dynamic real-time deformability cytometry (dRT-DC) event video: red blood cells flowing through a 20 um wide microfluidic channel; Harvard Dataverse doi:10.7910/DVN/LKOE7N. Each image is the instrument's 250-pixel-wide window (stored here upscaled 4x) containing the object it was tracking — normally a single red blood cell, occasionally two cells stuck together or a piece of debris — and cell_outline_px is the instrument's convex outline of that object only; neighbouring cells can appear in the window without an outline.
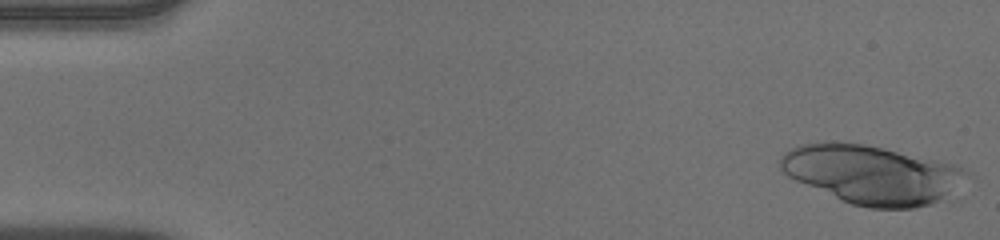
{"species": "human", "species_latin": "Homo sapiens", "temperature_condition": "warm", "stored_images_in_passage": 50, "camera_frame_rate_fps": 3000, "um_per_image_px": 0.085, "donor": {"sex": "male"}, "frame": {"image": 1, "passage_image": 1, "time_ms": 0.0, "image_size_px": [1000, 240], "cell_outline_px": [[976, 180], [948, 196], [932, 204], [916, 208], [868, 208], [852, 204], [796, 180], [788, 176], [780, 168], [780, 160], [784, 152], [800, 144], [824, 140], [864, 144], [952, 164], [976, 176]], "centroid_in_image_um": [74.21, 14.84], "position_along_channel_um": 10.8, "area_um2": 64.16}}
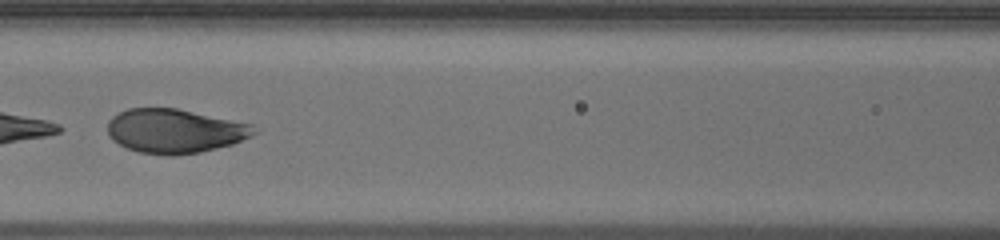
{"frame": {"image": 2, "passage_image": 23, "time_ms": 7.333, "image_size_px": [1000, 240], "cell_outline_px": [[260, 132], [252, 136], [232, 144], [200, 152], [172, 156], [168, 156], [140, 152], [128, 148], [112, 140], [108, 136], [108, 120], [112, 116], [128, 108], [176, 108], [252, 124]], "centroid_in_image_um": [14.86, 11.13], "position_along_channel_um": 151.7, "area_um2": 37.74}}
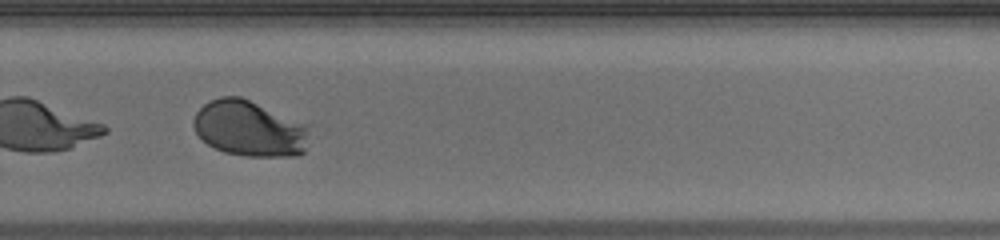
{"frame": {"image": 3, "passage_image": 35, "time_ms": 11.333, "image_size_px": [1000, 240], "cell_outline_px": [[308, 128], [304, 152], [300, 156], [244, 156], [224, 152], [208, 144], [196, 132], [192, 124], [192, 120], [196, 112], [208, 100], [220, 96], [240, 96], [308, 124]], "centroid_in_image_um": [21.18, 10.92], "position_along_channel_um": 308.6, "area_um2": 37.69}, "authors_computed_cell_mechanics": {"area_um2": 39.304, "velocity_mm_per_s": 3.9388, "shape_relaxation_time_tau1_ms": 1.2183, "shape_relaxation_time_tau2_ms": null, "deformation_change_tau1": 0.3701, "deformation_change_tau2": null}}